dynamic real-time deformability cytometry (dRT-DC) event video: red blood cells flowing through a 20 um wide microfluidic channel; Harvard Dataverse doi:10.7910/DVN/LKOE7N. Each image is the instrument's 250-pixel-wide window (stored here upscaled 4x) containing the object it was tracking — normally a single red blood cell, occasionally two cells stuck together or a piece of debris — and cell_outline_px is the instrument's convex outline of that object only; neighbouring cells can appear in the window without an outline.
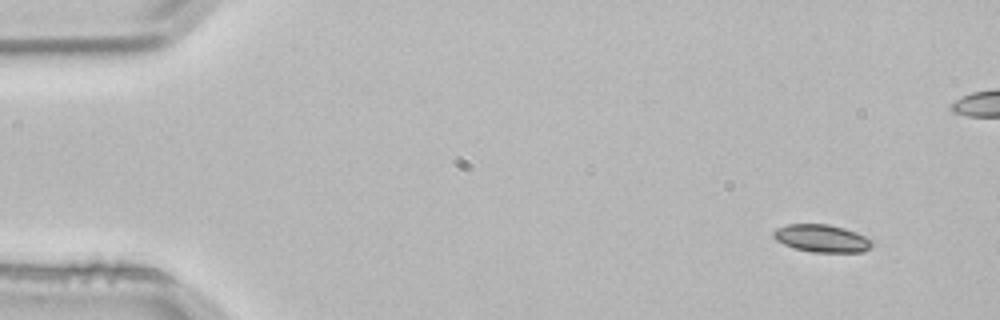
{"species": "common noctule bat (a hibernating species)", "species_latin": "Nyctalus noctula", "temperature_condition": "room temperature", "stored_images_in_passage": 4, "camera_frame_rate_fps": 3000, "um_per_image_px": 0.085, "animal": {"sex": "male", "body_mass_g": 21.5, "forearm_length_mm": 52.0}, "frame": {"image": 1, "passage_image": 1, "time_ms": 0.0, "image_size_px": [1000, 320], "cell_outline_px": [[872, 244], [864, 252], [812, 252], [796, 248], [784, 244], [776, 240], [772, 236], [772, 232], [776, 228], [788, 224], [828, 224], [844, 228], [856, 232], [872, 240]], "centroid_in_image_um": [69.83, 20.25], "position_along_channel_um": 15.2, "area_um2": 15.78}}